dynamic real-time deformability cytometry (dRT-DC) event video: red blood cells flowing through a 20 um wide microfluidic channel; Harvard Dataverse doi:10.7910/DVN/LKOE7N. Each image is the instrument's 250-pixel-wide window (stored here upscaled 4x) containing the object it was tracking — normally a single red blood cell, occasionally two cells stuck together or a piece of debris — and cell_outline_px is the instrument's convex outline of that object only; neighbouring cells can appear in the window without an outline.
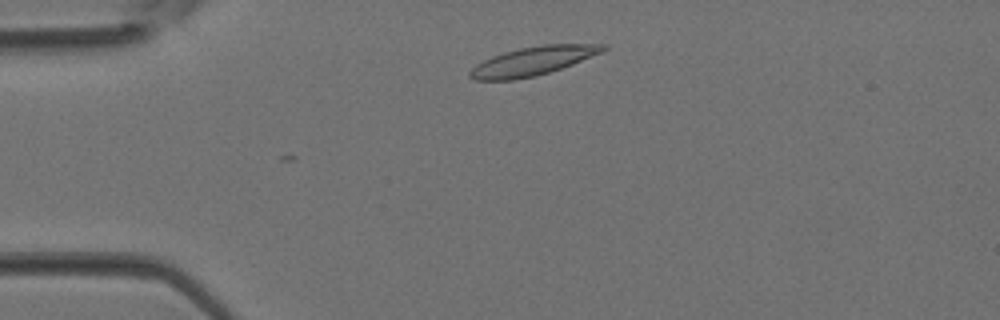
{"species": "Egyptian fruit bat (a non-hibernating species)", "species_latin": "Rousettus aegyptiacus", "temperature_condition": "room temperature", "stored_images_in_passage": 2, "camera_frame_rate_fps": 3000, "um_per_image_px": 0.085, "animal": {"sex": "female"}, "frame": {"image": 1, "passage_image": 1, "time_ms": 0.0, "image_size_px": [1000, 320], "cell_outline_px": [[608, 48], [600, 52], [572, 64], [536, 76], [512, 80], [476, 80], [468, 76], [468, 72], [476, 64], [492, 56], [504, 52], [520, 48], [544, 44], [608, 44]], "centroid_in_image_um": [45.25, 5.19], "position_along_channel_um": 39.7, "area_um2": 22.02}}
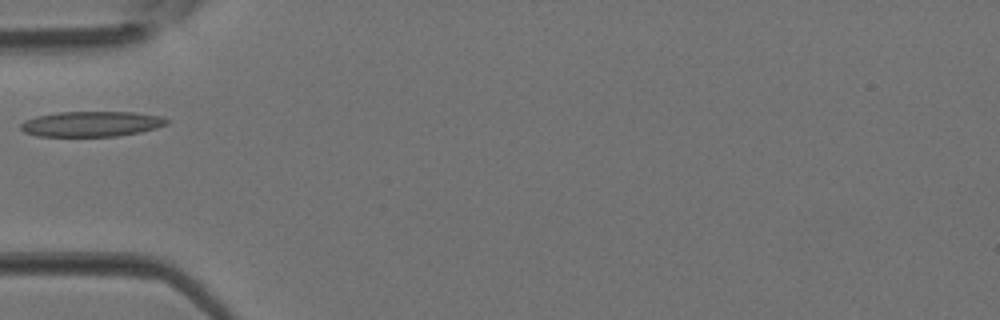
{"frame": {"image": 2, "passage_image": 2, "time_ms": 0.333, "image_size_px": [1000, 320], "cell_outline_px": [[172, 120], [168, 124], [156, 128], [140, 132], [116, 136], [36, 136], [24, 132], [20, 128], [20, 124], [24, 120], [36, 116], [56, 112], [132, 112], [160, 116]], "centroid_in_image_um": [7.77, 10.53], "position_along_channel_um": 77.2, "area_um2": 21.68}}